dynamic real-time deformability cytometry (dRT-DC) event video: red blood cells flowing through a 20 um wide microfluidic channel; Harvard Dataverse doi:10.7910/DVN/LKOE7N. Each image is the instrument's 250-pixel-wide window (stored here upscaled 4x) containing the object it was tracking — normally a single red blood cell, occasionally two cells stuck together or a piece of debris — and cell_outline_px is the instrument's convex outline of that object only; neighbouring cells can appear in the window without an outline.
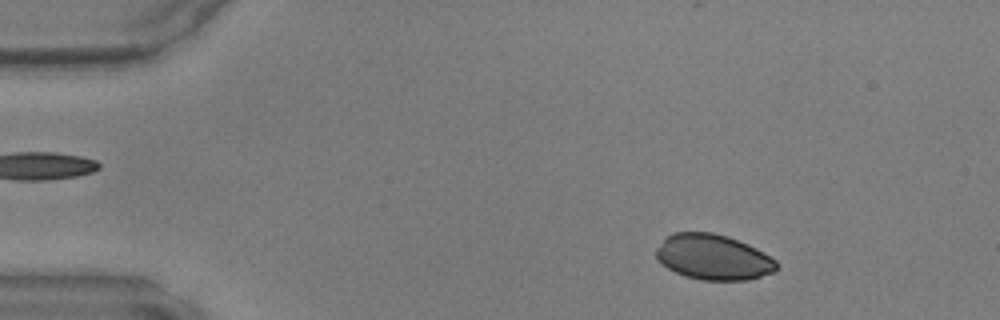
{"species": "common noctule bat (a hibernating species)", "species_latin": "Nyctalus noctula", "temperature_condition": "warm", "stored_images_in_passage": 24, "camera_frame_rate_fps": 3000, "um_per_image_px": 0.085, "animal": {"sex": "male", "body_mass_g": 17.9, "forearm_length_mm": 54.2}, "frame": {"image": 1, "passage_image": 5, "time_ms": 1.333, "image_size_px": [1000, 320], "cell_outline_px": [[776, 272], [748, 280], [700, 280], [684, 276], [668, 268], [656, 256], [656, 248], [672, 232], [712, 232], [728, 236], [748, 244], [756, 248], [776, 260]], "centroid_in_image_um": [60.64, 21.86], "position_along_channel_um": 24.4, "area_um2": 31.79}}
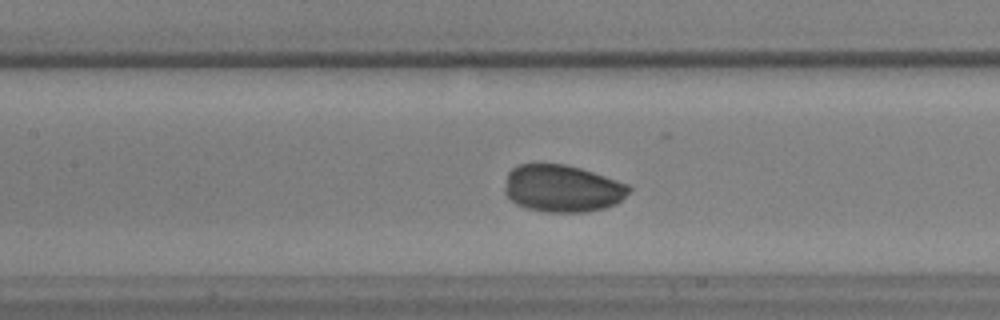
{"frame": {"image": 2, "passage_image": 20, "time_ms": 6.333, "image_size_px": [1000, 320], "cell_outline_px": [[632, 188], [616, 204], [604, 208], [584, 212], [544, 212], [528, 208], [516, 204], [504, 192], [504, 188], [508, 172], [516, 164], [564, 164], [580, 168], [628, 184]], "centroid_in_image_um": [47.77, 16.02], "position_along_channel_um": 159.6, "area_um2": 34.04}}
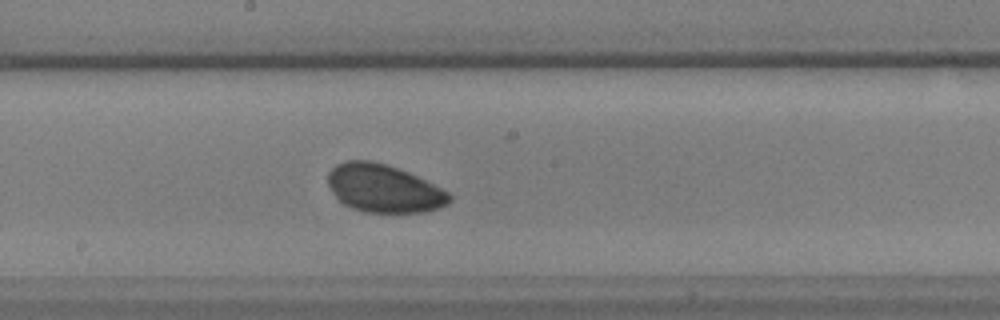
{"frame": {"image": 3, "passage_image": 24, "time_ms": 7.667, "image_size_px": [1000, 320], "cell_outline_px": [[452, 200], [448, 204], [440, 208], [424, 212], [364, 212], [352, 208], [344, 204], [336, 196], [328, 184], [328, 172], [336, 164], [344, 160], [372, 160], [408, 172], [448, 192], [452, 196]], "centroid_in_image_um": [32.61, 16.02], "position_along_channel_um": 215.6, "area_um2": 33.76}}